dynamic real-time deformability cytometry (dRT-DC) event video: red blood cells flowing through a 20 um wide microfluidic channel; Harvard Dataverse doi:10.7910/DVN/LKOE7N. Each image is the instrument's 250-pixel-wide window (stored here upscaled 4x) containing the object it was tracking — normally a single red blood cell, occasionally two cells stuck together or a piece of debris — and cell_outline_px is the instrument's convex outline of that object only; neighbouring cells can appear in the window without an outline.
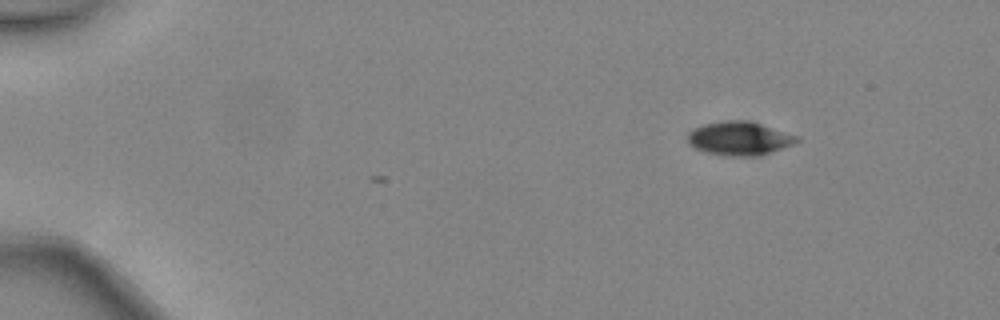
{"species": "common noctule bat (a hibernating species)", "species_latin": "Nyctalus noctula", "temperature_condition": "warm", "stored_images_in_passage": 3, "camera_frame_rate_fps": 3000, "um_per_image_px": 0.085, "animal": {"sex": "female", "body_mass_g": 24.6, "forearm_length_mm": 56.2}, "frame": {"image": 1, "passage_image": 1, "time_ms": 0.0, "image_size_px": [1000, 320], "cell_outline_px": [[800, 140], [792, 144], [772, 152], [760, 156], [724, 156], [708, 152], [696, 148], [688, 144], [688, 132], [692, 128], [704, 124], [724, 120], [752, 120], [800, 136]], "centroid_in_image_um": [62.87, 11.75], "position_along_channel_um": 22.1, "area_um2": 21.79}}